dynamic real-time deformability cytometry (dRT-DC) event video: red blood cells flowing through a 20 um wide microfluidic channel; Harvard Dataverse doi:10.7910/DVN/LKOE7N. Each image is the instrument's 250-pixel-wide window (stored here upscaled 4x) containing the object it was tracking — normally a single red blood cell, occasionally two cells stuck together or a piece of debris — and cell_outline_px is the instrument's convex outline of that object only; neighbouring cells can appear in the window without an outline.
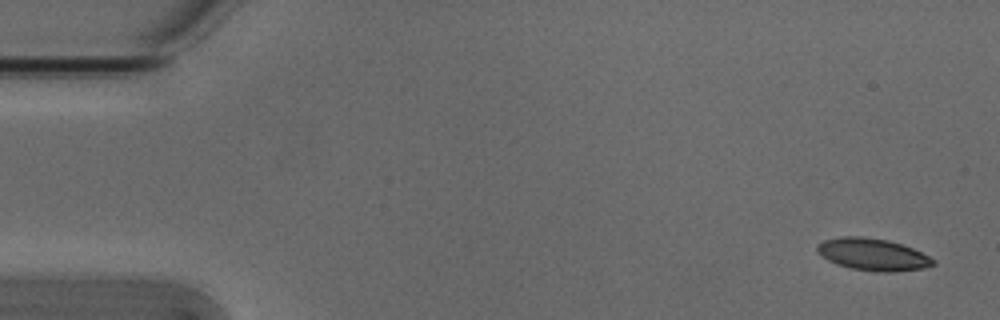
{"species": "Egyptian fruit bat (a non-hibernating species)", "species_latin": "Rousettus aegyptiacus", "temperature_condition": "cold", "stored_images_in_passage": 4, "camera_frame_rate_fps": 3000, "um_per_image_px": 0.085, "animal": {"sex": "male"}, "frame": {"image": 1, "passage_image": 1, "time_ms": 0.0, "image_size_px": [1000, 320], "cell_outline_px": [[936, 264], [924, 268], [892, 272], [880, 272], [852, 268], [836, 264], [820, 256], [816, 252], [816, 244], [824, 240], [840, 236], [864, 236], [888, 240], [912, 248], [936, 260]], "centroid_in_image_um": [74.15, 21.62], "position_along_channel_um": 10.9, "area_um2": 21.79}}
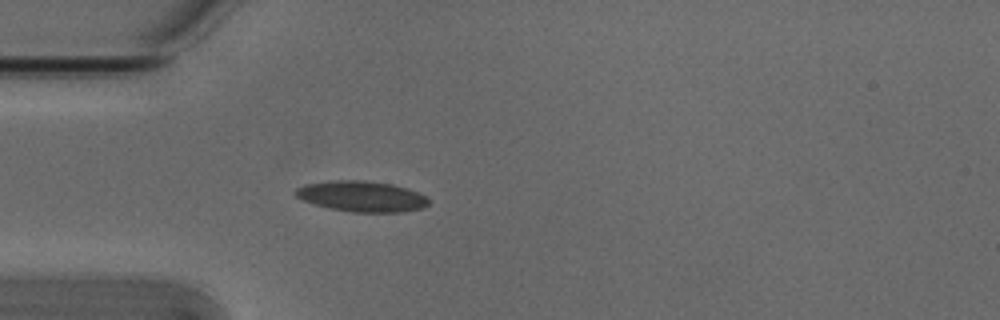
{"frame": {"image": 2, "passage_image": 4, "time_ms": 1.0, "image_size_px": [1000, 320], "cell_outline_px": [[428, 204], [424, 208], [404, 212], [352, 212], [328, 208], [300, 200], [292, 192], [296, 188], [304, 184], [332, 180], [364, 180], [392, 184], [408, 188], [428, 196]], "centroid_in_image_um": [30.73, 16.69], "position_along_channel_um": 54.3, "area_um2": 24.22}}